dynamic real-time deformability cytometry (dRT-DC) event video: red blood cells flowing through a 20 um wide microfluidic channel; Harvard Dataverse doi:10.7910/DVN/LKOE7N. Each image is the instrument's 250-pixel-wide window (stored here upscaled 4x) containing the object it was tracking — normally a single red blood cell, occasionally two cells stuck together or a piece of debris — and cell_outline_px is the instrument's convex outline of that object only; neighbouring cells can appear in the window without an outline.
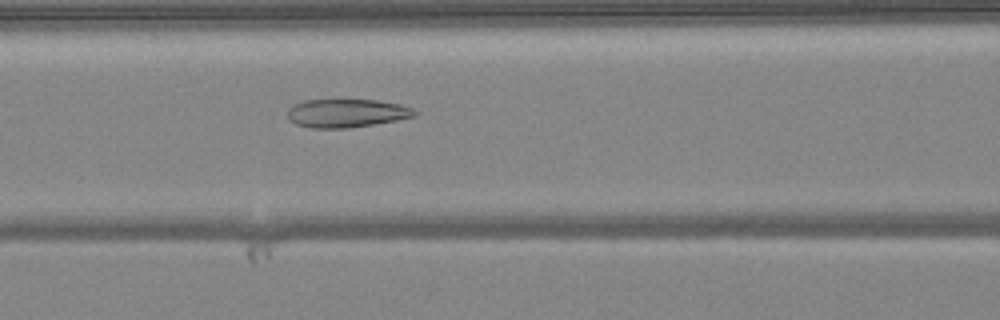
{"species": "common noctule bat (a hibernating species)", "species_latin": "Nyctalus noctula", "temperature_condition": "warm", "stored_images_in_passage": 49, "camera_frame_rate_fps": 3000, "um_per_image_px": 0.085, "animal": {"sex": "female", "body_mass_g": 24.6, "forearm_length_mm": 56.2}, "frame": {"image": 1, "passage_image": 21, "time_ms": 6.667, "image_size_px": [1000, 320], "cell_outline_px": [[416, 116], [396, 120], [348, 128], [312, 128], [296, 124], [288, 120], [288, 108], [304, 100], [376, 100], [400, 104], [412, 108], [416, 112]], "centroid_in_image_um": [29.44, 9.62], "position_along_channel_um": 137.2, "area_um2": 20.87}}
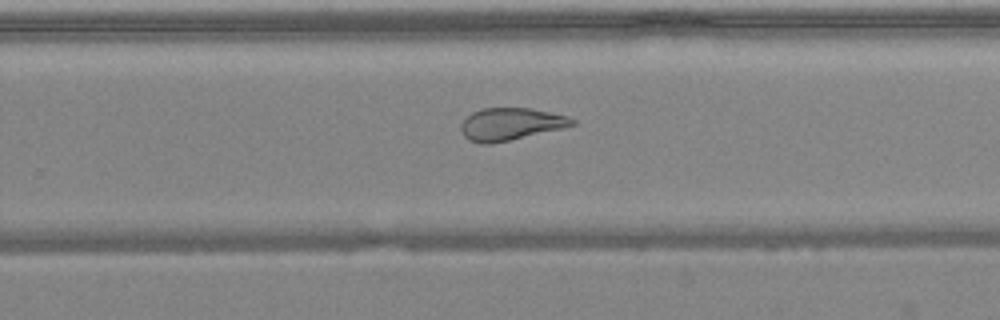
{"frame": {"image": 2, "passage_image": 32, "time_ms": 10.333, "image_size_px": [1000, 320], "cell_outline_px": [[576, 124], [564, 128], [508, 140], [488, 144], [480, 144], [468, 140], [464, 136], [460, 128], [460, 124], [472, 112], [480, 108], [528, 108], [568, 116], [576, 120]], "centroid_in_image_um": [43.39, 10.54], "position_along_channel_um": 286.4, "area_um2": 20.87}}
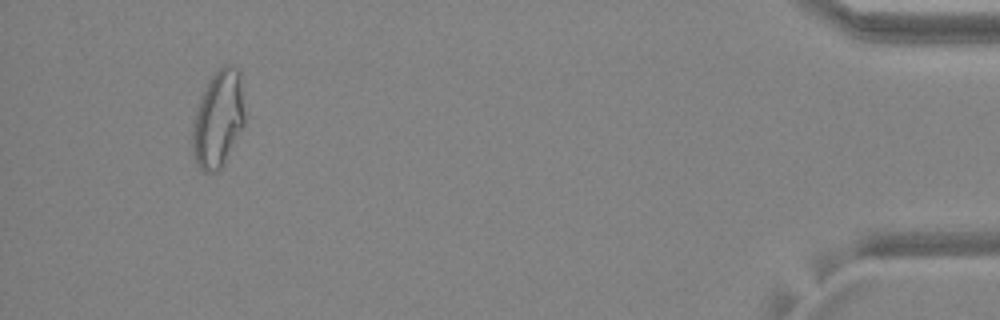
{"frame": {"image": 3, "passage_image": 47, "time_ms": 15.333, "image_size_px": [1000, 320], "cell_outline_px": [[244, 124], [224, 164], [216, 172], [200, 172], [192, 156], [192, 124], [196, 108], [200, 96], [208, 80], [224, 64], [228, 64], [236, 68], [240, 72], [244, 112]], "centroid_in_image_um": [18.51, 10.15], "position_along_channel_um": 416.7, "area_um2": 29.82}}